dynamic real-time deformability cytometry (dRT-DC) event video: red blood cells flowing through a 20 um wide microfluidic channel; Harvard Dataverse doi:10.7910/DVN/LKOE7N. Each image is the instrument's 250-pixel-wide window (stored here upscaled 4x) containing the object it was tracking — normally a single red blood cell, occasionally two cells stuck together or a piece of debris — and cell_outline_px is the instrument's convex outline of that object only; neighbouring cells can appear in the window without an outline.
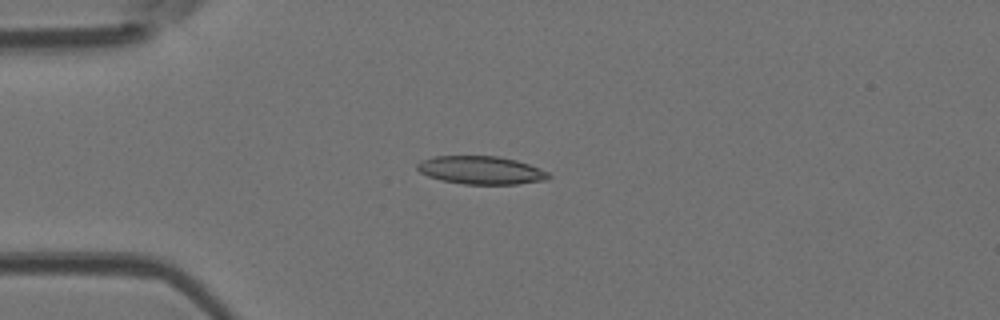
{"species": "Egyptian fruit bat (a non-hibernating species)", "species_latin": "Rousettus aegyptiacus", "temperature_condition": "room temperature", "stored_images_in_passage": 3, "camera_frame_rate_fps": 3000, "um_per_image_px": 0.085, "animal": {"sex": "female"}, "frame": {"image": 1, "passage_image": 2, "time_ms": 0.333, "image_size_px": [1000, 320], "cell_outline_px": [[552, 176], [548, 180], [516, 184], [464, 184], [440, 180], [428, 176], [420, 172], [416, 168], [416, 164], [420, 160], [432, 156], [496, 156], [516, 160], [540, 168], [548, 172]], "centroid_in_image_um": [40.87, 14.46], "position_along_channel_um": 44.1, "area_um2": 21.68}}
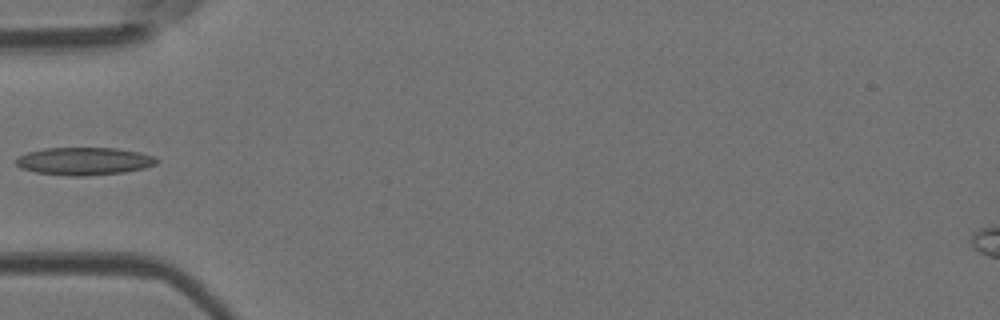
{"frame": {"image": 2, "passage_image": 3, "time_ms": 0.667, "image_size_px": [1000, 320], "cell_outline_px": [[160, 160], [156, 164], [144, 168], [124, 172], [84, 176], [68, 176], [36, 172], [20, 168], [16, 164], [16, 156], [28, 152], [44, 148], [116, 148], [140, 152], [152, 156]], "centroid_in_image_um": [7.13, 13.7], "position_along_channel_um": 77.9, "area_um2": 22.77}}